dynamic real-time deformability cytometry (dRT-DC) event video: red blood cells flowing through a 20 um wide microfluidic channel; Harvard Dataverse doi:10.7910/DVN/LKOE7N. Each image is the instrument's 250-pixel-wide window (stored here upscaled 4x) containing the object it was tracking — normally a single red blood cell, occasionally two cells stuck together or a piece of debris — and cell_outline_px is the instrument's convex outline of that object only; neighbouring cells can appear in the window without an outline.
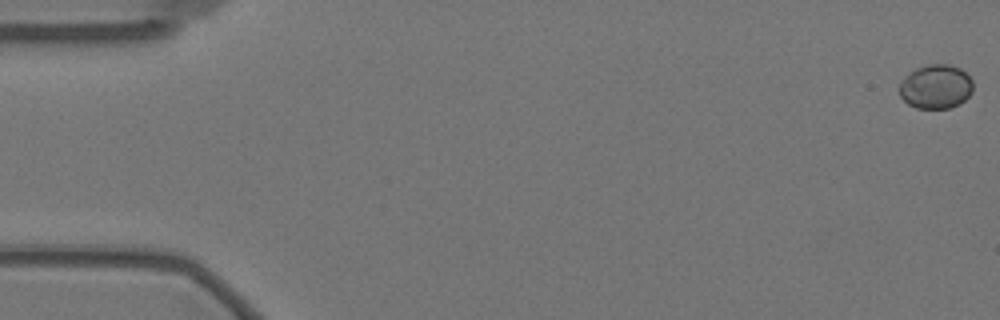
{"species": "Egyptian fruit bat (a non-hibernating species)", "species_latin": "Rousettus aegyptiacus", "temperature_condition": "warm", "stored_images_in_passage": 59, "camera_frame_rate_fps": 3000, "um_per_image_px": 0.085, "animal": {"sex": "female"}, "frame": {"image": 1, "passage_image": 1, "time_ms": 0.0, "image_size_px": [1000, 320], "cell_outline_px": [[972, 92], [960, 104], [948, 108], [916, 108], [908, 104], [900, 96], [900, 84], [904, 76], [916, 68], [928, 64], [948, 64], [960, 68], [972, 80]], "centroid_in_image_um": [79.53, 7.36], "position_along_channel_um": 5.5, "area_um2": 18.9}}
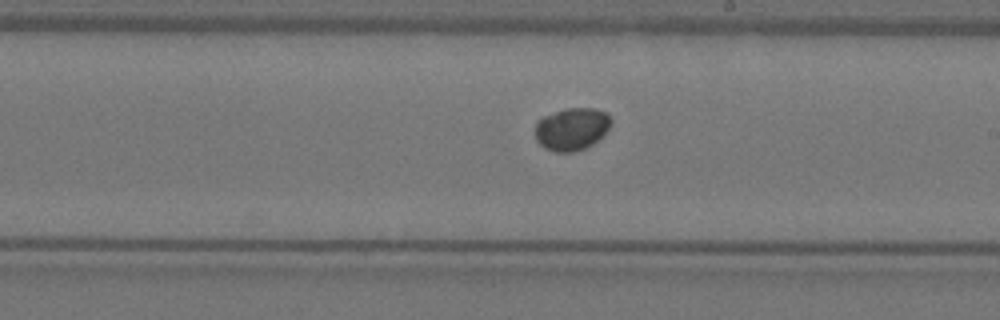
{"frame": {"image": 2, "passage_image": 34, "time_ms": 11.0, "image_size_px": [1000, 320], "cell_outline_px": [[612, 120], [608, 128], [592, 144], [576, 152], [556, 152], [544, 148], [536, 140], [536, 124], [544, 116], [568, 108], [596, 108], [604, 112]], "centroid_in_image_um": [48.58, 10.97], "position_along_channel_um": 240.4, "area_um2": 18.44}}
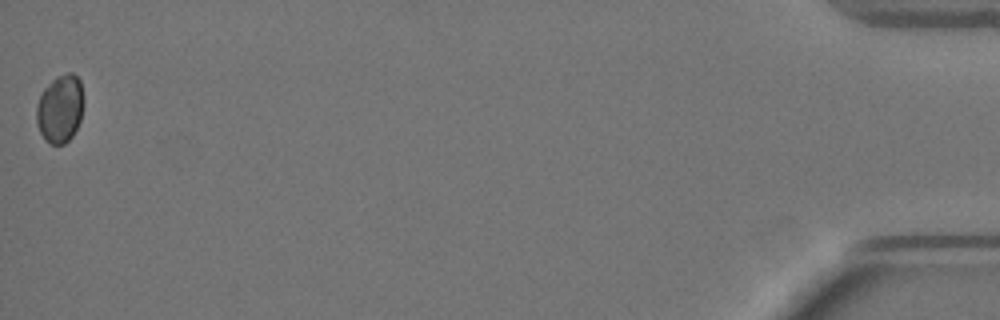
{"frame": {"image": 3, "passage_image": 59, "time_ms": 19.333, "image_size_px": [1000, 320], "cell_outline_px": [[84, 104], [80, 120], [72, 136], [64, 144], [52, 144], [44, 140], [36, 124], [36, 104], [44, 88], [56, 76], [68, 72], [72, 72], [80, 80], [84, 96]], "centroid_in_image_um": [5.11, 9.22], "position_along_channel_um": 430.1, "area_um2": 18.96}}